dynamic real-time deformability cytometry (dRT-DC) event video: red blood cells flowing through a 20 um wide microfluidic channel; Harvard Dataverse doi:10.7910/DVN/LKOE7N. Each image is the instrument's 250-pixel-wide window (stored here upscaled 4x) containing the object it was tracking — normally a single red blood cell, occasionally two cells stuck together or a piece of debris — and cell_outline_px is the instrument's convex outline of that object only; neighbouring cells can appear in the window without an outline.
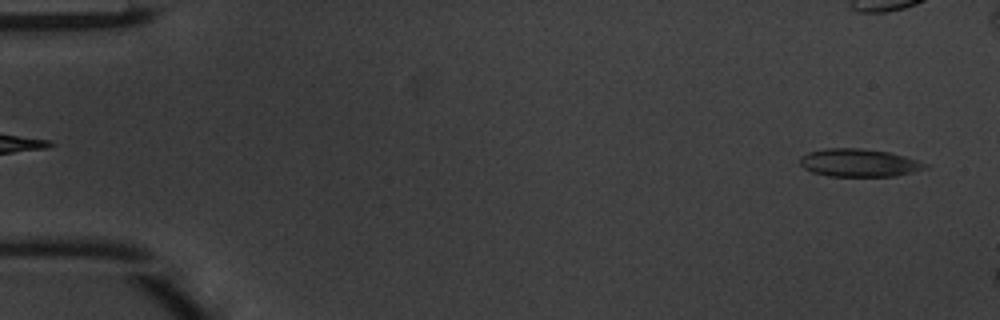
{"species": "common noctule bat (a hibernating species)", "species_latin": "Nyctalus noctula", "temperature_condition": "warm", "stored_images_in_passage": 11, "camera_frame_rate_fps": 3000, "um_per_image_px": 0.085, "animal": {"sex": "male", "body_mass_g": 20.1, "forearm_length_mm": 53.5}, "frame": {"image": 1, "passage_image": 2, "time_ms": 0.333, "image_size_px": [1000, 320], "cell_outline_px": [[928, 168], [896, 176], [828, 176], [812, 172], [804, 168], [800, 164], [800, 156], [808, 152], [828, 148], [860, 148], [888, 152], [904, 156], [928, 164]], "centroid_in_image_um": [73.0, 13.84], "position_along_channel_um": 12.0, "area_um2": 20.29}}